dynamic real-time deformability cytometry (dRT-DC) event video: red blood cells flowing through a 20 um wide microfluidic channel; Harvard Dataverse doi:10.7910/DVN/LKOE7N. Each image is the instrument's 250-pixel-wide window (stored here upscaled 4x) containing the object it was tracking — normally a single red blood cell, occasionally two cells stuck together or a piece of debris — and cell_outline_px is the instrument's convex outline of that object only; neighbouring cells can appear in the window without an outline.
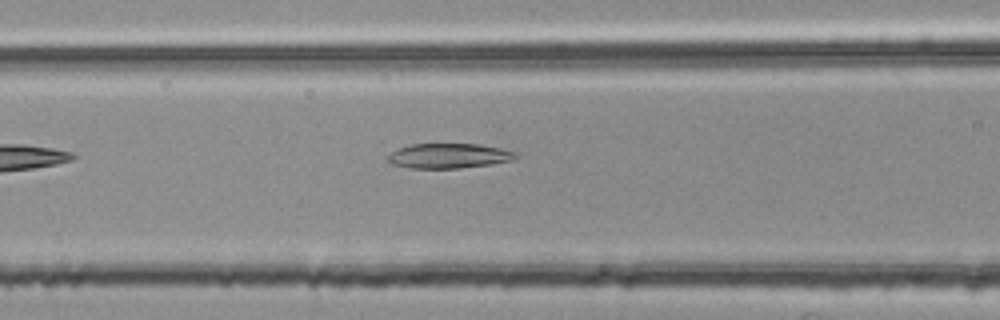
{"species": "common noctule bat (a hibernating species)", "species_latin": "Nyctalus noctula", "temperature_condition": "room temperature", "stored_images_in_passage": 5, "camera_frame_rate_fps": 3000, "um_per_image_px": 0.085, "animal": {"sex": "female", "body_mass_g": 25.1}, "frame": {"image": 1, "passage_image": 5, "time_ms": 1.333, "image_size_px": [1000, 320], "cell_outline_px": [[516, 156], [512, 160], [492, 164], [460, 168], [412, 168], [392, 164], [388, 160], [388, 156], [396, 148], [412, 144], [480, 144], [500, 148], [516, 152]], "centroid_in_image_um": [38.14, 13.24], "position_along_channel_um": 128.5, "area_um2": 18.44}}